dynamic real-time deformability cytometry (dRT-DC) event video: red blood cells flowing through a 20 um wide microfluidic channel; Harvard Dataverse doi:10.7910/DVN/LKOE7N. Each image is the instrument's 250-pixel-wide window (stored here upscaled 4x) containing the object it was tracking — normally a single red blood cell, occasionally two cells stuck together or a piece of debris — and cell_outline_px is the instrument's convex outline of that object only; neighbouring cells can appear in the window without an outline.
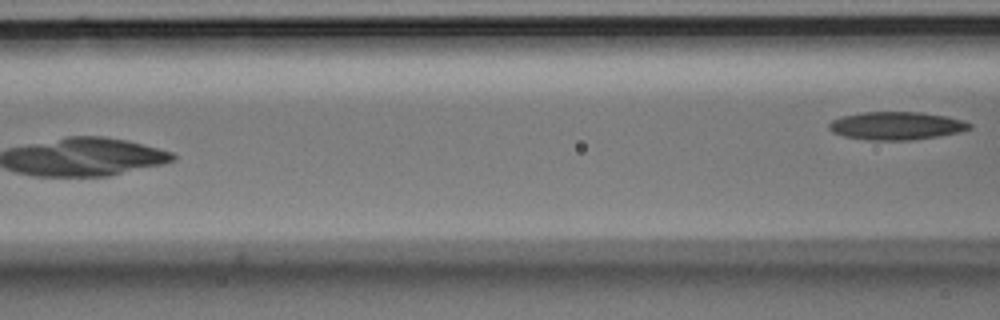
{"species": "Egyptian fruit bat (a non-hibernating species)", "species_latin": "Rousettus aegyptiacus", "temperature_condition": "room temperature", "stored_images_in_passage": 7, "camera_frame_rate_fps": 3000, "um_per_image_px": 0.085, "animal": {"sex": "male"}, "frame": {"image": 1, "passage_image": 7, "time_ms": 2.0, "image_size_px": [1000, 320], "cell_outline_px": [[972, 128], [960, 132], [912, 140], [868, 140], [844, 136], [832, 132], [828, 128], [828, 124], [832, 120], [840, 116], [860, 112], [920, 112], [944, 116], [964, 120], [972, 124]], "centroid_in_image_um": [76.16, 10.68], "position_along_channel_um": 90.4, "area_um2": 23.0}}